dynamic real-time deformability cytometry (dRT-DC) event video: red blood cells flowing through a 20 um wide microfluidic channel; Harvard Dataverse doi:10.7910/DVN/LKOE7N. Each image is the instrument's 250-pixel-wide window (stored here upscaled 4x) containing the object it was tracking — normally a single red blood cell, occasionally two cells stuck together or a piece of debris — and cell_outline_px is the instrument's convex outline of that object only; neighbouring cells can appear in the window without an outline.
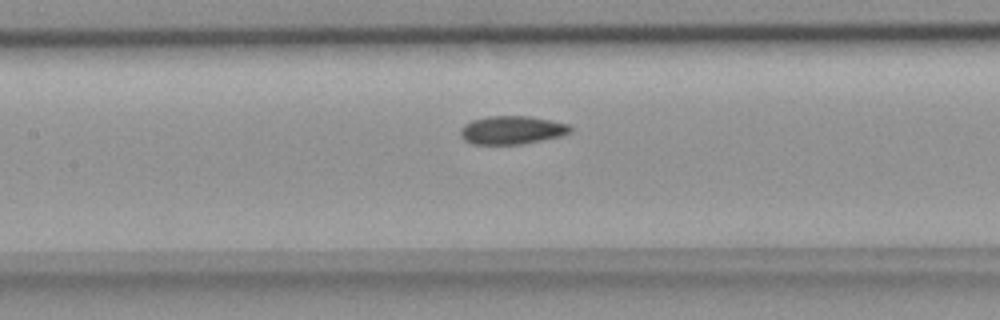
{"species": "common noctule bat (a hibernating species)", "species_latin": "Nyctalus noctula", "temperature_condition": "room temperature", "stored_images_in_passage": 37, "camera_frame_rate_fps": 3000, "um_per_image_px": 0.085, "animal": {"sex": "female", "body_mass_g": 18.4}, "frame": {"image": 1, "passage_image": 18, "time_ms": 5.667, "image_size_px": [1000, 320], "cell_outline_px": [[572, 132], [560, 136], [520, 144], [472, 144], [464, 140], [460, 136], [460, 128], [464, 124], [472, 120], [488, 116], [528, 116], [568, 124], [572, 128]], "centroid_in_image_um": [43.47, 11.05], "position_along_channel_um": 163.9, "area_um2": 18.03}}
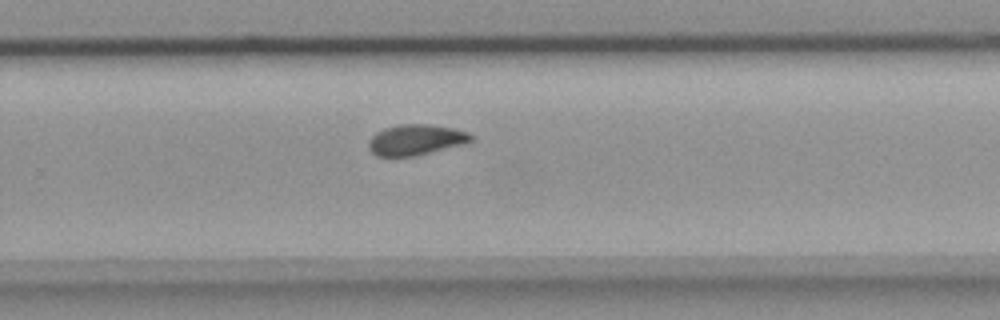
{"frame": {"image": 2, "passage_image": 28, "time_ms": 9.0, "image_size_px": [1000, 320], "cell_outline_px": [[472, 140], [460, 144], [412, 156], [376, 156], [368, 148], [368, 140], [376, 132], [384, 128], [400, 124], [432, 124], [452, 128], [468, 132], [472, 136]], "centroid_in_image_um": [35.27, 11.86], "position_along_channel_um": 294.5, "area_um2": 17.98}}
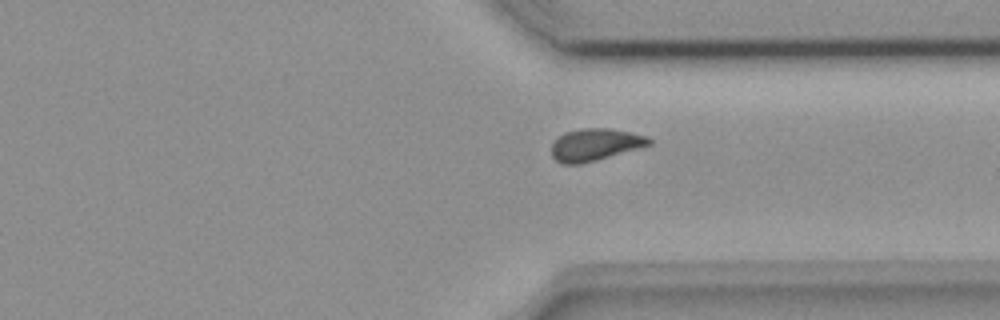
{"frame": {"image": 3, "passage_image": 33, "time_ms": 10.667, "image_size_px": [1000, 320], "cell_outline_px": [[652, 144], [596, 160], [580, 164], [560, 164], [552, 156], [552, 144], [564, 132], [580, 128], [608, 128], [648, 136], [652, 140]], "centroid_in_image_um": [50.57, 12.29], "position_along_channel_um": 360.8, "area_um2": 18.15}}